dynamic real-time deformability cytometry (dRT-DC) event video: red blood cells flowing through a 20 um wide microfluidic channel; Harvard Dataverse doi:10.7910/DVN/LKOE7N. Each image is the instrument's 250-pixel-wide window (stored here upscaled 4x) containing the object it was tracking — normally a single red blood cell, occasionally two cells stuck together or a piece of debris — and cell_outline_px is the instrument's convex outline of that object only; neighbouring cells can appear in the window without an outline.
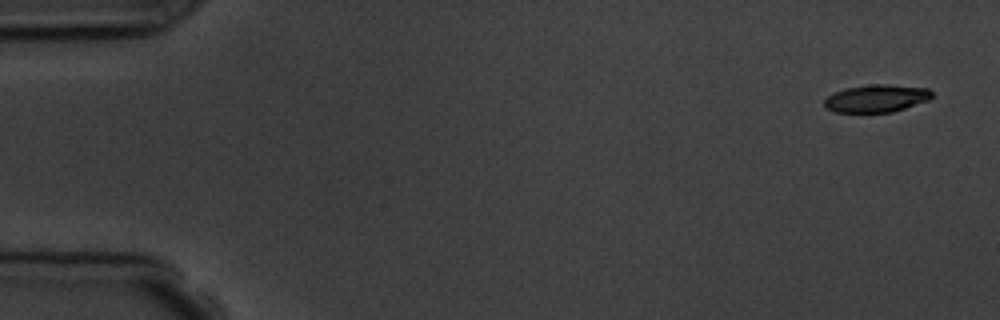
{"species": "common noctule bat (a hibernating species)", "species_latin": "Nyctalus noctula", "temperature_condition": "room temperature", "stored_images_in_passage": 5, "camera_frame_rate_fps": 3000, "um_per_image_px": 0.085, "animal": {"sex": "male", "body_mass_g": 19.5, "forearm_length_mm": 54.6}, "frame": {"image": 1, "passage_image": 1, "time_ms": 0.0, "image_size_px": [1000, 320], "cell_outline_px": [[932, 96], [928, 100], [892, 112], [836, 112], [828, 108], [824, 104], [824, 100], [832, 92], [844, 88], [872, 84], [888, 84], [928, 88], [932, 92]], "centroid_in_image_um": [74.48, 8.35], "position_along_channel_um": 10.5, "area_um2": 17.22}}
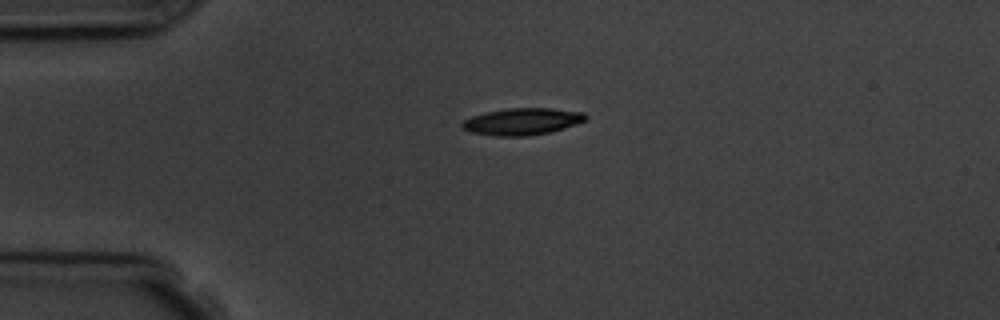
{"frame": {"image": 2, "passage_image": 4, "time_ms": 3.667, "image_size_px": [1000, 320], "cell_outline_px": [[588, 116], [584, 120], [548, 132], [528, 136], [496, 136], [472, 132], [460, 128], [460, 124], [464, 120], [472, 116], [488, 112], [508, 108], [552, 108], [584, 112]], "centroid_in_image_um": [44.33, 10.32], "position_along_channel_um": 40.7, "area_um2": 19.02}}